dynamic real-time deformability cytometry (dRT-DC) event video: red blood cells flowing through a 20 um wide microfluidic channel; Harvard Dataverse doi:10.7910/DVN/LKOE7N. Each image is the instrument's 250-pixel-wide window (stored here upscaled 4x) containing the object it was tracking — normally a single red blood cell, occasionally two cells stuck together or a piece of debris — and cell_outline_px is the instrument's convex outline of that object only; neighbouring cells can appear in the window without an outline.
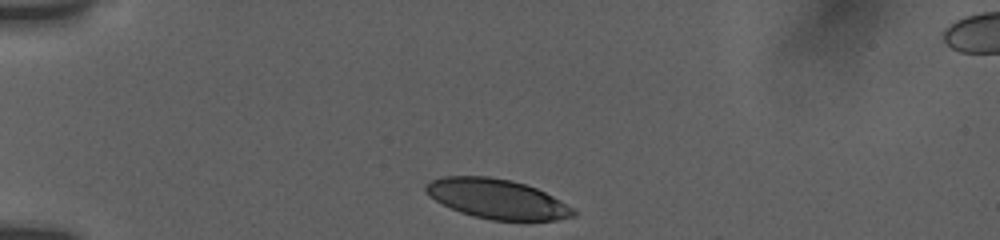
{"species": "human", "species_latin": "Homo sapiens", "temperature_condition": "room temperature", "stored_images_in_passage": 35, "camera_frame_rate_fps": 3000, "um_per_image_px": 0.085, "donor": {"sex": "female"}, "frame": {"image": 1, "passage_image": 1, "time_ms": 0.0, "image_size_px": [1000, 240], "cell_outline_px": [[576, 216], [556, 220], [492, 220], [472, 216], [460, 212], [436, 200], [424, 188], [424, 184], [428, 180], [440, 176], [488, 176], [512, 180], [536, 188], [560, 200], [572, 208], [576, 212]], "centroid_in_image_um": [42.23, 16.89], "position_along_channel_um": 42.8, "area_um2": 33.93}}
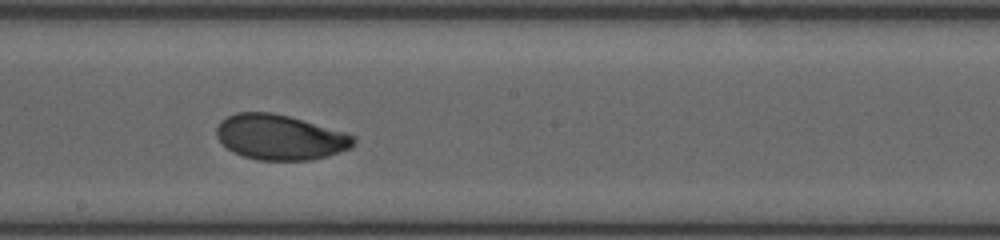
{"frame": {"image": 2, "passage_image": 19, "time_ms": 6.0, "image_size_px": [1000, 240], "cell_outline_px": [[356, 140], [348, 148], [340, 152], [328, 156], [312, 160], [256, 160], [232, 152], [216, 136], [216, 128], [220, 120], [236, 112], [272, 112], [288, 116], [344, 132], [356, 136]], "centroid_in_image_um": [23.78, 11.66], "position_along_channel_um": 224.4, "area_um2": 35.95}}
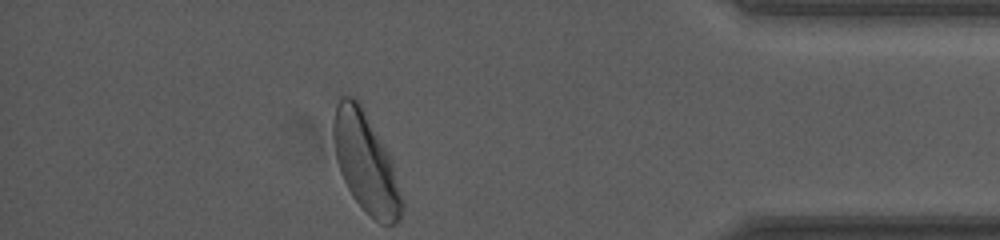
{"frame": {"image": 3, "passage_image": 35, "time_ms": 11.667, "image_size_px": [1000, 240], "cell_outline_px": [[404, 204], [400, 220], [396, 224], [380, 224], [352, 196], [340, 172], [336, 156], [332, 136], [332, 120], [336, 104], [340, 96], [352, 96], [360, 100], [388, 152], [392, 164]], "centroid_in_image_um": [31.07, 13.76], "position_along_channel_um": 404.1, "area_um2": 39.71}, "authors_computed_cell_mechanics": {"area_um2": 36.2406, "velocity_mm_per_s": 3.7443, "shape_relaxation_time_tau1_ms": 3.4191, "shape_relaxation_time_tau2_ms": 0.8406, "deformation_change_tau1": 0.1308, "deformation_change_tau2": 0.0491}}